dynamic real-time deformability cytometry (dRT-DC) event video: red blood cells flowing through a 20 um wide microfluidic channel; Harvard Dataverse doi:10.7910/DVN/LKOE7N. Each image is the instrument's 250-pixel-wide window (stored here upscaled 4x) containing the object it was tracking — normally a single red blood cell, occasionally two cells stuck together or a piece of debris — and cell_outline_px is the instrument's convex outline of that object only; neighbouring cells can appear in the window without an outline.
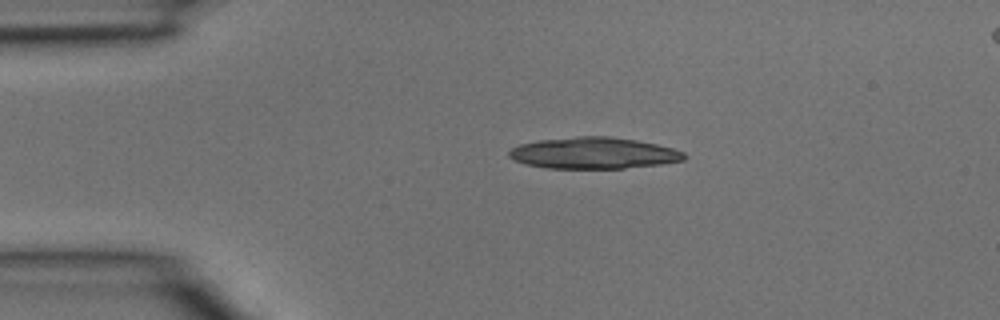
{"species": "common noctule bat (a hibernating species)", "species_latin": "Nyctalus noctula", "temperature_condition": "room temperature", "stored_images_in_passage": 3, "camera_frame_rate_fps": 3000, "um_per_image_px": 0.085, "animal": {"sex": "male", "body_mass_g": 15.6}, "frame": {"image": 1, "passage_image": 3, "time_ms": 0.667, "image_size_px": [1000, 320], "cell_outline_px": [[688, 156], [684, 160], [660, 164], [624, 168], [548, 168], [528, 164], [516, 160], [508, 156], [508, 152], [512, 148], [520, 144], [540, 140], [576, 136], [608, 136], [636, 140], [656, 144], [672, 148], [684, 152]], "centroid_in_image_um": [50.49, 13.0], "position_along_channel_um": 34.5, "area_um2": 31.85}}